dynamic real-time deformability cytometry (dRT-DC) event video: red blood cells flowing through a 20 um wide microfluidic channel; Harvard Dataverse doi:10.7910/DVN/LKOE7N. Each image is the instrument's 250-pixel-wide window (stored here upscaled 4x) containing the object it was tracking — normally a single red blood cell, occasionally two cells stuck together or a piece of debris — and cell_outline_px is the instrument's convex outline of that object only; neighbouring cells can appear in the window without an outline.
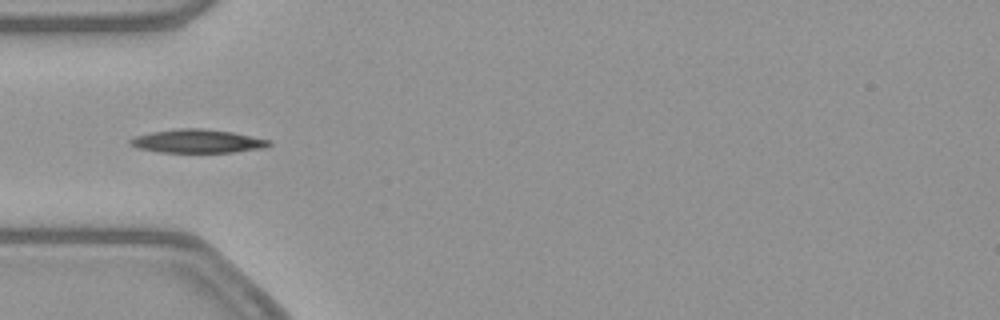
{"species": "common noctule bat (a hibernating species)", "species_latin": "Nyctalus noctula", "temperature_condition": "warm", "stored_images_in_passage": 47, "camera_frame_rate_fps": 3000, "um_per_image_px": 0.085, "animal": {"sex": "female", "body_mass_g": 21.9}, "frame": {"image": 1, "passage_image": 16, "time_ms": 5.0, "image_size_px": [1000, 320], "cell_outline_px": [[272, 144], [264, 148], [232, 152], [160, 152], [140, 148], [128, 144], [128, 140], [136, 136], [152, 132], [180, 128], [200, 128], [232, 132], [268, 140]], "centroid_in_image_um": [16.76, 12.0], "position_along_channel_um": 68.2, "area_um2": 18.73}}
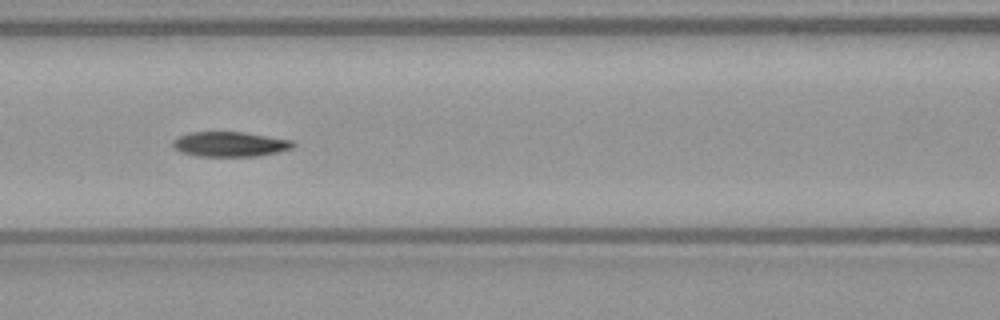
{"frame": {"image": 2, "passage_image": 22, "time_ms": 7.0, "image_size_px": [1000, 320], "cell_outline_px": [[296, 144], [292, 148], [276, 152], [256, 156], [196, 156], [180, 152], [172, 144], [172, 140], [180, 136], [192, 132], [240, 132], [292, 140]], "centroid_in_image_um": [19.52, 12.26], "position_along_channel_um": 147.1, "area_um2": 17.22}}
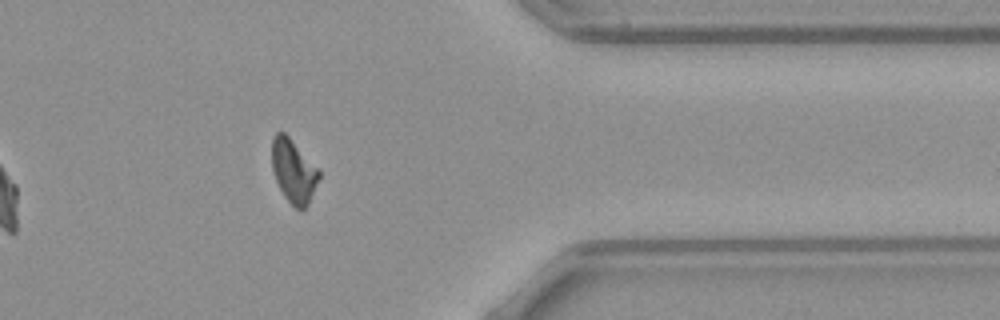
{"frame": {"image": 3, "passage_image": 42, "time_ms": 13.667, "image_size_px": [1000, 320], "cell_outline_px": [[320, 176], [308, 204], [300, 212], [284, 196], [276, 180], [272, 168], [272, 140], [276, 132], [284, 132], [320, 168]], "centroid_in_image_um": [24.97, 14.53], "position_along_channel_um": 386.4, "area_um2": 17.4}, "authors_computed_cell_mechanics": {"area_um2": 17.918, "velocity_mm_per_s": 3.8747, "shape_relaxation_time_tau1_ms": 9.9257, "shape_relaxation_time_tau2_ms": 2.3601, "deformation_change_tau1": 0.2324, "deformation_change_tau2": 0.0692}}